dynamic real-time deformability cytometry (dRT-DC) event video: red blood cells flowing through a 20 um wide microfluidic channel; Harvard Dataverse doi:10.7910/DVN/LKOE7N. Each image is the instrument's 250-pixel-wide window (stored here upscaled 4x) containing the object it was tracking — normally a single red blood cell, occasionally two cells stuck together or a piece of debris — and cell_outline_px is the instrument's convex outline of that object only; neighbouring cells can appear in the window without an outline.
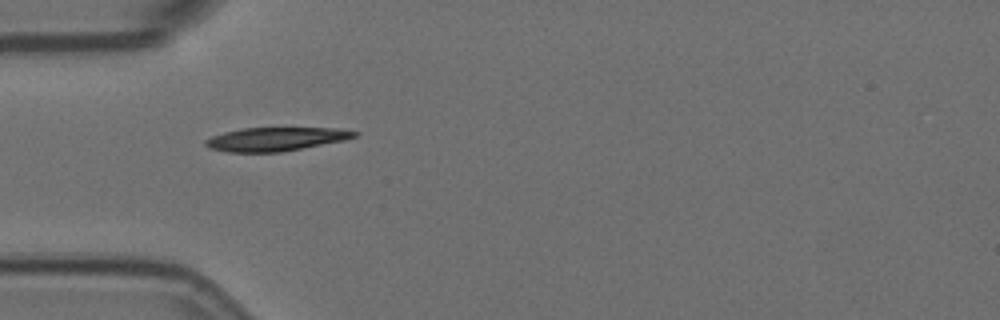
{"species": "Egyptian fruit bat (a non-hibernating species)", "species_latin": "Rousettus aegyptiacus", "temperature_condition": "room temperature", "stored_images_in_passage": 1, "camera_frame_rate_fps": 3000, "um_per_image_px": 0.085, "animal": {"sex": "female"}, "frame": {"image": 1, "passage_image": 1, "time_ms": 0.0, "image_size_px": [1000, 320], "cell_outline_px": [[360, 132], [356, 136], [344, 140], [280, 152], [228, 152], [208, 148], [204, 144], [204, 140], [212, 136], [224, 132], [244, 128], [336, 128]], "centroid_in_image_um": [23.4, 11.82], "position_along_channel_um": 61.6, "area_um2": 20.35}}